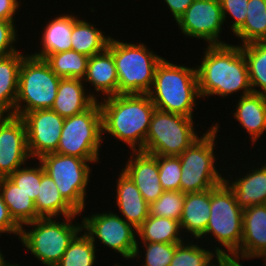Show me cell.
I'll list each match as a JSON object with an SVG mask.
<instances>
[{"instance_id": "41", "label": "cell", "mask_w": 266, "mask_h": 266, "mask_svg": "<svg viewBox=\"0 0 266 266\" xmlns=\"http://www.w3.org/2000/svg\"><path fill=\"white\" fill-rule=\"evenodd\" d=\"M21 227L13 220L11 217L8 207L3 201L0 192V235L4 234H15V236H20Z\"/></svg>"}, {"instance_id": "44", "label": "cell", "mask_w": 266, "mask_h": 266, "mask_svg": "<svg viewBox=\"0 0 266 266\" xmlns=\"http://www.w3.org/2000/svg\"><path fill=\"white\" fill-rule=\"evenodd\" d=\"M240 258V255L234 253H224V266H243L244 262H240Z\"/></svg>"}, {"instance_id": "38", "label": "cell", "mask_w": 266, "mask_h": 266, "mask_svg": "<svg viewBox=\"0 0 266 266\" xmlns=\"http://www.w3.org/2000/svg\"><path fill=\"white\" fill-rule=\"evenodd\" d=\"M159 180L164 191H180L181 161L178 156L158 155Z\"/></svg>"}, {"instance_id": "37", "label": "cell", "mask_w": 266, "mask_h": 266, "mask_svg": "<svg viewBox=\"0 0 266 266\" xmlns=\"http://www.w3.org/2000/svg\"><path fill=\"white\" fill-rule=\"evenodd\" d=\"M37 162L39 164H34L33 167L31 165H29L30 167L26 166L27 164H25L8 176V178L21 188L34 202L38 197V190L42 177V164L39 160Z\"/></svg>"}, {"instance_id": "16", "label": "cell", "mask_w": 266, "mask_h": 266, "mask_svg": "<svg viewBox=\"0 0 266 266\" xmlns=\"http://www.w3.org/2000/svg\"><path fill=\"white\" fill-rule=\"evenodd\" d=\"M122 171L126 173L150 205L164 192L159 180L158 155L131 151Z\"/></svg>"}, {"instance_id": "47", "label": "cell", "mask_w": 266, "mask_h": 266, "mask_svg": "<svg viewBox=\"0 0 266 266\" xmlns=\"http://www.w3.org/2000/svg\"><path fill=\"white\" fill-rule=\"evenodd\" d=\"M3 266H21V265H19V264H17V263H9L8 261H6V262L3 264Z\"/></svg>"}, {"instance_id": "43", "label": "cell", "mask_w": 266, "mask_h": 266, "mask_svg": "<svg viewBox=\"0 0 266 266\" xmlns=\"http://www.w3.org/2000/svg\"><path fill=\"white\" fill-rule=\"evenodd\" d=\"M170 9L175 22L185 13L194 0H163Z\"/></svg>"}, {"instance_id": "31", "label": "cell", "mask_w": 266, "mask_h": 266, "mask_svg": "<svg viewBox=\"0 0 266 266\" xmlns=\"http://www.w3.org/2000/svg\"><path fill=\"white\" fill-rule=\"evenodd\" d=\"M253 93L266 95V41L241 45ZM258 88V89H256Z\"/></svg>"}, {"instance_id": "5", "label": "cell", "mask_w": 266, "mask_h": 266, "mask_svg": "<svg viewBox=\"0 0 266 266\" xmlns=\"http://www.w3.org/2000/svg\"><path fill=\"white\" fill-rule=\"evenodd\" d=\"M77 216L80 215L63 217L61 221L56 217L39 218L23 225L18 238L43 266H55L69 243L82 230V222L75 221ZM25 227L32 229L27 231Z\"/></svg>"}, {"instance_id": "12", "label": "cell", "mask_w": 266, "mask_h": 266, "mask_svg": "<svg viewBox=\"0 0 266 266\" xmlns=\"http://www.w3.org/2000/svg\"><path fill=\"white\" fill-rule=\"evenodd\" d=\"M82 232L96 244L104 245L125 259H132L137 244V229L114 211L86 215L82 218ZM97 238V239H96Z\"/></svg>"}, {"instance_id": "18", "label": "cell", "mask_w": 266, "mask_h": 266, "mask_svg": "<svg viewBox=\"0 0 266 266\" xmlns=\"http://www.w3.org/2000/svg\"><path fill=\"white\" fill-rule=\"evenodd\" d=\"M263 164H257L259 167L252 166L250 171L243 170L246 173L241 172L238 178L237 176L232 178V173H229L231 180L229 176L228 178L225 176L224 182L234 192L236 201L243 210L256 205H264L266 201V163Z\"/></svg>"}, {"instance_id": "32", "label": "cell", "mask_w": 266, "mask_h": 266, "mask_svg": "<svg viewBox=\"0 0 266 266\" xmlns=\"http://www.w3.org/2000/svg\"><path fill=\"white\" fill-rule=\"evenodd\" d=\"M45 60L57 76L83 79L86 75L89 57L71 49L51 54Z\"/></svg>"}, {"instance_id": "25", "label": "cell", "mask_w": 266, "mask_h": 266, "mask_svg": "<svg viewBox=\"0 0 266 266\" xmlns=\"http://www.w3.org/2000/svg\"><path fill=\"white\" fill-rule=\"evenodd\" d=\"M26 55L18 51L0 57V115H14L18 94L19 70Z\"/></svg>"}, {"instance_id": "3", "label": "cell", "mask_w": 266, "mask_h": 266, "mask_svg": "<svg viewBox=\"0 0 266 266\" xmlns=\"http://www.w3.org/2000/svg\"><path fill=\"white\" fill-rule=\"evenodd\" d=\"M148 95L157 109L193 118L196 101L201 99L196 66L174 64L163 58L156 67Z\"/></svg>"}, {"instance_id": "33", "label": "cell", "mask_w": 266, "mask_h": 266, "mask_svg": "<svg viewBox=\"0 0 266 266\" xmlns=\"http://www.w3.org/2000/svg\"><path fill=\"white\" fill-rule=\"evenodd\" d=\"M96 245L82 230L69 243L64 255L55 266H94Z\"/></svg>"}, {"instance_id": "4", "label": "cell", "mask_w": 266, "mask_h": 266, "mask_svg": "<svg viewBox=\"0 0 266 266\" xmlns=\"http://www.w3.org/2000/svg\"><path fill=\"white\" fill-rule=\"evenodd\" d=\"M107 49L112 53L118 75V94H148L157 65L163 57L144 43L123 42L111 37Z\"/></svg>"}, {"instance_id": "20", "label": "cell", "mask_w": 266, "mask_h": 266, "mask_svg": "<svg viewBox=\"0 0 266 266\" xmlns=\"http://www.w3.org/2000/svg\"><path fill=\"white\" fill-rule=\"evenodd\" d=\"M116 182V206L120 216L134 228L138 229L149 216V204L145 201L137 186L122 170Z\"/></svg>"}, {"instance_id": "27", "label": "cell", "mask_w": 266, "mask_h": 266, "mask_svg": "<svg viewBox=\"0 0 266 266\" xmlns=\"http://www.w3.org/2000/svg\"><path fill=\"white\" fill-rule=\"evenodd\" d=\"M91 23L74 15L71 34V49L88 57L105 51L111 39V36L106 35L102 29H98L95 24Z\"/></svg>"}, {"instance_id": "21", "label": "cell", "mask_w": 266, "mask_h": 266, "mask_svg": "<svg viewBox=\"0 0 266 266\" xmlns=\"http://www.w3.org/2000/svg\"><path fill=\"white\" fill-rule=\"evenodd\" d=\"M84 87L83 79L61 78L51 110L65 119L89 109L97 100Z\"/></svg>"}, {"instance_id": "30", "label": "cell", "mask_w": 266, "mask_h": 266, "mask_svg": "<svg viewBox=\"0 0 266 266\" xmlns=\"http://www.w3.org/2000/svg\"><path fill=\"white\" fill-rule=\"evenodd\" d=\"M244 45L266 41V0H249L244 24L233 34Z\"/></svg>"}, {"instance_id": "22", "label": "cell", "mask_w": 266, "mask_h": 266, "mask_svg": "<svg viewBox=\"0 0 266 266\" xmlns=\"http://www.w3.org/2000/svg\"><path fill=\"white\" fill-rule=\"evenodd\" d=\"M233 119L240 123L251 138V145L266 131V95L251 93L238 98Z\"/></svg>"}, {"instance_id": "24", "label": "cell", "mask_w": 266, "mask_h": 266, "mask_svg": "<svg viewBox=\"0 0 266 266\" xmlns=\"http://www.w3.org/2000/svg\"><path fill=\"white\" fill-rule=\"evenodd\" d=\"M74 26V15L59 14L45 24L41 35L39 49L31 55L46 59L49 55L71 50V34ZM42 47V48H41ZM39 50V51H37Z\"/></svg>"}, {"instance_id": "2", "label": "cell", "mask_w": 266, "mask_h": 266, "mask_svg": "<svg viewBox=\"0 0 266 266\" xmlns=\"http://www.w3.org/2000/svg\"><path fill=\"white\" fill-rule=\"evenodd\" d=\"M102 138L105 133L127 144L130 151H143L155 106L148 94H118L99 99ZM101 101V102H100Z\"/></svg>"}, {"instance_id": "34", "label": "cell", "mask_w": 266, "mask_h": 266, "mask_svg": "<svg viewBox=\"0 0 266 266\" xmlns=\"http://www.w3.org/2000/svg\"><path fill=\"white\" fill-rule=\"evenodd\" d=\"M188 238L176 246L170 266H204L217 253L207 246L205 248L198 240L189 241Z\"/></svg>"}, {"instance_id": "13", "label": "cell", "mask_w": 266, "mask_h": 266, "mask_svg": "<svg viewBox=\"0 0 266 266\" xmlns=\"http://www.w3.org/2000/svg\"><path fill=\"white\" fill-rule=\"evenodd\" d=\"M176 23L183 35L204 40L206 45L228 44L220 39L225 23L219 0H194Z\"/></svg>"}, {"instance_id": "46", "label": "cell", "mask_w": 266, "mask_h": 266, "mask_svg": "<svg viewBox=\"0 0 266 266\" xmlns=\"http://www.w3.org/2000/svg\"><path fill=\"white\" fill-rule=\"evenodd\" d=\"M5 255H3L1 249H0V266H3V264L7 261L5 260L6 258H4Z\"/></svg>"}, {"instance_id": "7", "label": "cell", "mask_w": 266, "mask_h": 266, "mask_svg": "<svg viewBox=\"0 0 266 266\" xmlns=\"http://www.w3.org/2000/svg\"><path fill=\"white\" fill-rule=\"evenodd\" d=\"M60 80L45 59L27 53L19 70L14 115L22 117L30 111L51 109Z\"/></svg>"}, {"instance_id": "6", "label": "cell", "mask_w": 266, "mask_h": 266, "mask_svg": "<svg viewBox=\"0 0 266 266\" xmlns=\"http://www.w3.org/2000/svg\"><path fill=\"white\" fill-rule=\"evenodd\" d=\"M219 124L213 123L190 147L178 157L181 161L180 191L182 193L201 192L222 184L225 176L218 172L215 144ZM216 142V143H215ZM216 161V162H215Z\"/></svg>"}, {"instance_id": "17", "label": "cell", "mask_w": 266, "mask_h": 266, "mask_svg": "<svg viewBox=\"0 0 266 266\" xmlns=\"http://www.w3.org/2000/svg\"><path fill=\"white\" fill-rule=\"evenodd\" d=\"M266 252V206L256 205L243 210L242 240L234 253L241 260L257 259Z\"/></svg>"}, {"instance_id": "29", "label": "cell", "mask_w": 266, "mask_h": 266, "mask_svg": "<svg viewBox=\"0 0 266 266\" xmlns=\"http://www.w3.org/2000/svg\"><path fill=\"white\" fill-rule=\"evenodd\" d=\"M182 235L179 221L150 214L137 229V240L147 243H182L187 240Z\"/></svg>"}, {"instance_id": "19", "label": "cell", "mask_w": 266, "mask_h": 266, "mask_svg": "<svg viewBox=\"0 0 266 266\" xmlns=\"http://www.w3.org/2000/svg\"><path fill=\"white\" fill-rule=\"evenodd\" d=\"M83 82L93 85L91 95L98 101L101 98L118 95V75L112 53L105 51L89 57L86 75ZM94 91L96 93H94Z\"/></svg>"}, {"instance_id": "35", "label": "cell", "mask_w": 266, "mask_h": 266, "mask_svg": "<svg viewBox=\"0 0 266 266\" xmlns=\"http://www.w3.org/2000/svg\"><path fill=\"white\" fill-rule=\"evenodd\" d=\"M180 243H147V242H138L136 244L135 252L133 255V260H137V257L140 261V257L144 255V261L142 266H170L172 261L176 246ZM143 245V246H141ZM140 247L144 248L143 252L139 251Z\"/></svg>"}, {"instance_id": "28", "label": "cell", "mask_w": 266, "mask_h": 266, "mask_svg": "<svg viewBox=\"0 0 266 266\" xmlns=\"http://www.w3.org/2000/svg\"><path fill=\"white\" fill-rule=\"evenodd\" d=\"M0 192L11 217L20 227L40 218L34 201L8 177L0 178Z\"/></svg>"}, {"instance_id": "42", "label": "cell", "mask_w": 266, "mask_h": 266, "mask_svg": "<svg viewBox=\"0 0 266 266\" xmlns=\"http://www.w3.org/2000/svg\"><path fill=\"white\" fill-rule=\"evenodd\" d=\"M21 0H0V20L15 21L16 13H18Z\"/></svg>"}, {"instance_id": "36", "label": "cell", "mask_w": 266, "mask_h": 266, "mask_svg": "<svg viewBox=\"0 0 266 266\" xmlns=\"http://www.w3.org/2000/svg\"><path fill=\"white\" fill-rule=\"evenodd\" d=\"M185 193L181 191H164L163 194L149 206V213L156 217L181 220Z\"/></svg>"}, {"instance_id": "1", "label": "cell", "mask_w": 266, "mask_h": 266, "mask_svg": "<svg viewBox=\"0 0 266 266\" xmlns=\"http://www.w3.org/2000/svg\"><path fill=\"white\" fill-rule=\"evenodd\" d=\"M195 66L201 98H228L239 91L240 97L253 93L240 45H207L201 63Z\"/></svg>"}, {"instance_id": "40", "label": "cell", "mask_w": 266, "mask_h": 266, "mask_svg": "<svg viewBox=\"0 0 266 266\" xmlns=\"http://www.w3.org/2000/svg\"><path fill=\"white\" fill-rule=\"evenodd\" d=\"M15 21L0 20V57L11 55L18 52L17 44L18 29Z\"/></svg>"}, {"instance_id": "26", "label": "cell", "mask_w": 266, "mask_h": 266, "mask_svg": "<svg viewBox=\"0 0 266 266\" xmlns=\"http://www.w3.org/2000/svg\"><path fill=\"white\" fill-rule=\"evenodd\" d=\"M35 208L40 218L80 215L61 196L55 182L42 165V177Z\"/></svg>"}, {"instance_id": "11", "label": "cell", "mask_w": 266, "mask_h": 266, "mask_svg": "<svg viewBox=\"0 0 266 266\" xmlns=\"http://www.w3.org/2000/svg\"><path fill=\"white\" fill-rule=\"evenodd\" d=\"M102 115L99 101L82 113L65 118L56 153L100 160Z\"/></svg>"}, {"instance_id": "39", "label": "cell", "mask_w": 266, "mask_h": 266, "mask_svg": "<svg viewBox=\"0 0 266 266\" xmlns=\"http://www.w3.org/2000/svg\"><path fill=\"white\" fill-rule=\"evenodd\" d=\"M222 8L224 22L227 17H232V23L229 25L234 34L245 22L247 15V4L249 0H219Z\"/></svg>"}, {"instance_id": "10", "label": "cell", "mask_w": 266, "mask_h": 266, "mask_svg": "<svg viewBox=\"0 0 266 266\" xmlns=\"http://www.w3.org/2000/svg\"><path fill=\"white\" fill-rule=\"evenodd\" d=\"M38 160L55 182L64 200L82 215L85 211L88 183L91 182L90 163L96 164L100 160H85L56 152L45 154Z\"/></svg>"}, {"instance_id": "8", "label": "cell", "mask_w": 266, "mask_h": 266, "mask_svg": "<svg viewBox=\"0 0 266 266\" xmlns=\"http://www.w3.org/2000/svg\"><path fill=\"white\" fill-rule=\"evenodd\" d=\"M210 210L206 231L199 239L205 237L206 240L208 236H212V242L219 243V247L217 243L215 247L212 244L217 253H235L242 240L243 209L225 182L210 189Z\"/></svg>"}, {"instance_id": "48", "label": "cell", "mask_w": 266, "mask_h": 266, "mask_svg": "<svg viewBox=\"0 0 266 266\" xmlns=\"http://www.w3.org/2000/svg\"><path fill=\"white\" fill-rule=\"evenodd\" d=\"M262 259V261L264 260V264L263 265H265L266 266V252H264L260 257H258V259Z\"/></svg>"}, {"instance_id": "15", "label": "cell", "mask_w": 266, "mask_h": 266, "mask_svg": "<svg viewBox=\"0 0 266 266\" xmlns=\"http://www.w3.org/2000/svg\"><path fill=\"white\" fill-rule=\"evenodd\" d=\"M28 160L32 159L23 119L12 114L0 115V178L8 177Z\"/></svg>"}, {"instance_id": "45", "label": "cell", "mask_w": 266, "mask_h": 266, "mask_svg": "<svg viewBox=\"0 0 266 266\" xmlns=\"http://www.w3.org/2000/svg\"><path fill=\"white\" fill-rule=\"evenodd\" d=\"M204 266H224V253H216Z\"/></svg>"}, {"instance_id": "9", "label": "cell", "mask_w": 266, "mask_h": 266, "mask_svg": "<svg viewBox=\"0 0 266 266\" xmlns=\"http://www.w3.org/2000/svg\"><path fill=\"white\" fill-rule=\"evenodd\" d=\"M194 118L155 108L143 152L152 155L179 156L200 137Z\"/></svg>"}, {"instance_id": "23", "label": "cell", "mask_w": 266, "mask_h": 266, "mask_svg": "<svg viewBox=\"0 0 266 266\" xmlns=\"http://www.w3.org/2000/svg\"><path fill=\"white\" fill-rule=\"evenodd\" d=\"M210 189L185 193L184 206L182 209L180 227L183 236L187 233L195 241L205 233L210 218Z\"/></svg>"}, {"instance_id": "14", "label": "cell", "mask_w": 266, "mask_h": 266, "mask_svg": "<svg viewBox=\"0 0 266 266\" xmlns=\"http://www.w3.org/2000/svg\"><path fill=\"white\" fill-rule=\"evenodd\" d=\"M25 123L27 148L31 159L55 153L65 119L51 109L35 110L21 117Z\"/></svg>"}]
</instances>
